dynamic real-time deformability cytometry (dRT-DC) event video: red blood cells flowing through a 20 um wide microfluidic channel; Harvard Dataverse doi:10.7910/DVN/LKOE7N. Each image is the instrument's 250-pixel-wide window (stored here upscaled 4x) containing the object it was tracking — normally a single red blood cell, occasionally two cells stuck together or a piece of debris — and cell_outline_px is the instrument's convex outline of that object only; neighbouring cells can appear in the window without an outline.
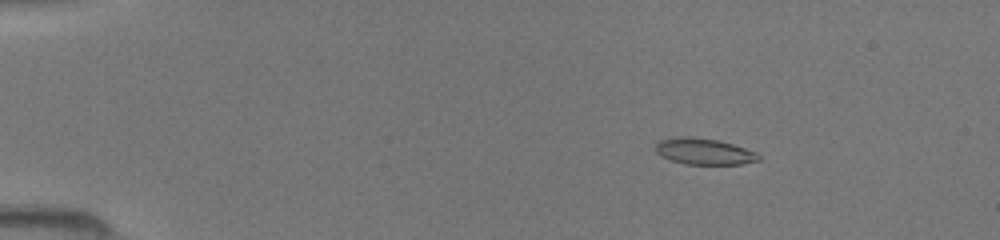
{"species": "common noctule bat (a hibernating species)", "species_latin": "Nyctalus noctula", "temperature_condition": "room temperature", "stored_images_in_passage": 49, "camera_frame_rate_fps": 3000, "um_per_image_px": 0.085, "animal": {"sex": "female", "body_mass_g": 19.5, "forearm_length_mm": 54.1}, "frame": {"image": 1, "passage_image": 8, "time_ms": 2.333, "image_size_px": [1000, 240], "cell_outline_px": [[760, 160], [740, 164], [684, 164], [660, 156], [656, 152], [656, 144], [660, 140], [680, 136], [692, 136], [716, 140], [732, 144], [756, 152], [760, 156]], "centroid_in_image_um": [59.82, 12.87], "position_along_channel_um": 25.2, "area_um2": 15.66}}
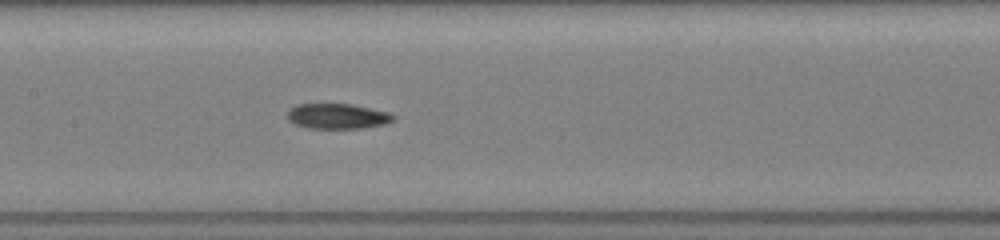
{"frame": {"image": 2, "passage_image": 25, "time_ms": 8.0, "image_size_px": [1000, 240], "cell_outline_px": [[396, 120], [384, 124], [364, 128], [308, 128], [296, 124], [288, 120], [288, 108], [296, 104], [352, 104], [392, 112], [396, 116]], "centroid_in_image_um": [28.74, 9.87], "position_along_channel_um": 178.7, "area_um2": 15.84}}
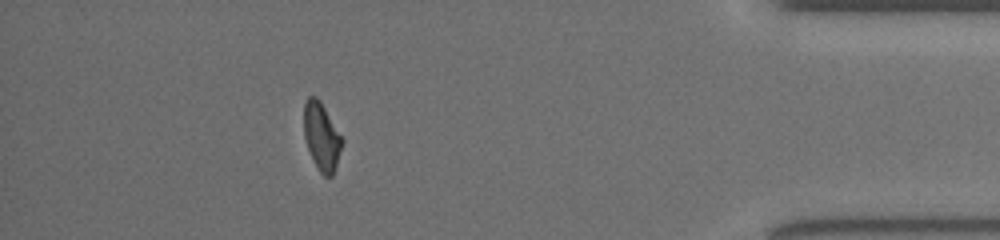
{"frame": {"image": 3, "passage_image": 44, "time_ms": 14.333, "image_size_px": [1000, 240], "cell_outline_px": [[344, 140], [332, 176], [324, 176], [320, 172], [308, 148], [304, 136], [304, 104], [308, 96], [316, 96], [320, 100]], "centroid_in_image_um": [27.33, 11.56], "position_along_channel_um": 407.9, "area_um2": 14.8}}